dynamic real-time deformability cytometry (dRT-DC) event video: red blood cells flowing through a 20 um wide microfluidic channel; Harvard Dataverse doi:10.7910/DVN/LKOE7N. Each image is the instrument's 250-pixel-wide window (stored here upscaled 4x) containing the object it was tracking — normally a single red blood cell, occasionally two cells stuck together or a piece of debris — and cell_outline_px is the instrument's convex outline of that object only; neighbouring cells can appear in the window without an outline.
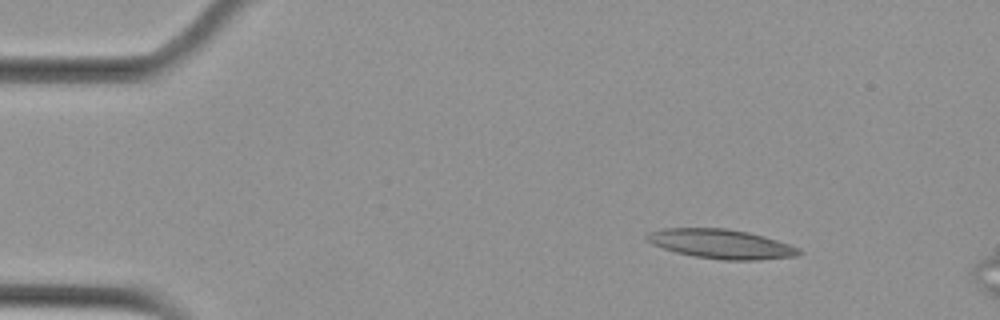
{"species": "Egyptian fruit bat (a non-hibernating species)", "species_latin": "Rousettus aegyptiacus", "temperature_condition": "cold", "stored_images_in_passage": 4, "camera_frame_rate_fps": 3000, "um_per_image_px": 0.085, "animal": {"sex": "female"}, "frame": {"image": 1, "passage_image": 1, "time_ms": 0.0, "image_size_px": [1000, 320], "cell_outline_px": [[804, 252], [800, 256], [756, 260], [720, 260], [696, 256], [676, 252], [652, 244], [644, 236], [648, 232], [664, 228], [728, 228], [748, 232], [764, 236], [792, 244], [800, 248]], "centroid_in_image_um": [61.37, 20.73], "position_along_channel_um": 23.6, "area_um2": 26.24}}